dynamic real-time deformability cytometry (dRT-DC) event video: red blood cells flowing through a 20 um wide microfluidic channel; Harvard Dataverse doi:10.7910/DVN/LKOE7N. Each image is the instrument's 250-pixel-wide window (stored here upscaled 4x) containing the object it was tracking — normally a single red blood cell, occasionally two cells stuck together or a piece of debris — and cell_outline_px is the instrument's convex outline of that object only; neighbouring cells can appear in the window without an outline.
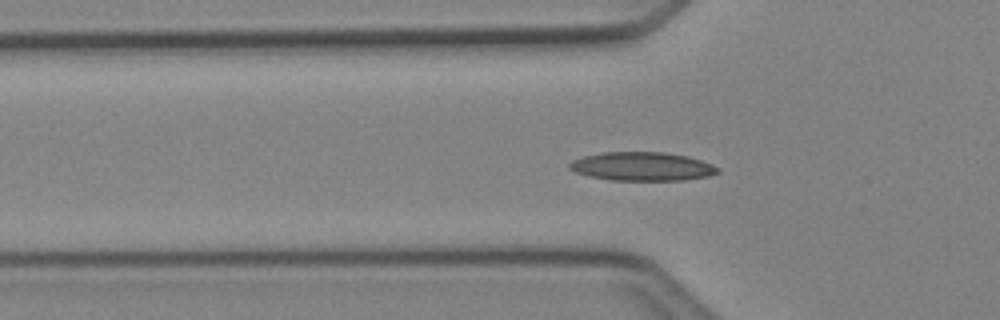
{"species": "Egyptian fruit bat (a non-hibernating species)", "species_latin": "Rousettus aegyptiacus", "temperature_condition": "cold", "stored_images_in_passage": 31, "camera_frame_rate_fps": 3000, "um_per_image_px": 0.085, "animal": {"sex": "female"}, "frame": {"image": 1, "passage_image": 3, "time_ms": 0.667, "image_size_px": [1000, 320], "cell_outline_px": [[720, 172], [708, 176], [684, 180], [612, 180], [588, 176], [576, 172], [568, 168], [568, 164], [572, 160], [584, 156], [600, 152], [664, 152], [688, 156], [712, 164], [720, 168]], "centroid_in_image_um": [54.58, 14.14], "position_along_channel_um": 71.2, "area_um2": 24.85}}
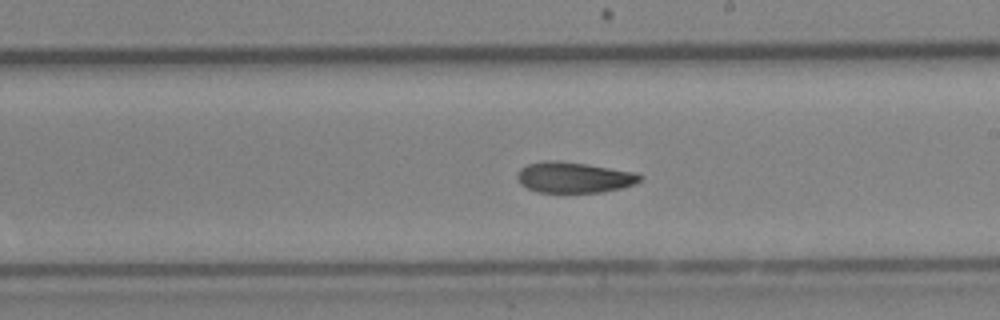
{"frame": {"image": 2, "passage_image": 15, "time_ms": 4.667, "image_size_px": [1000, 320], "cell_outline_px": [[644, 176], [640, 180], [632, 184], [620, 188], [600, 192], [536, 192], [520, 184], [516, 176], [516, 172], [520, 168], [528, 164], [548, 160], [556, 160], [584, 164], [636, 172]], "centroid_in_image_um": [48.74, 15.08], "position_along_channel_um": 240.3, "area_um2": 21.85}}
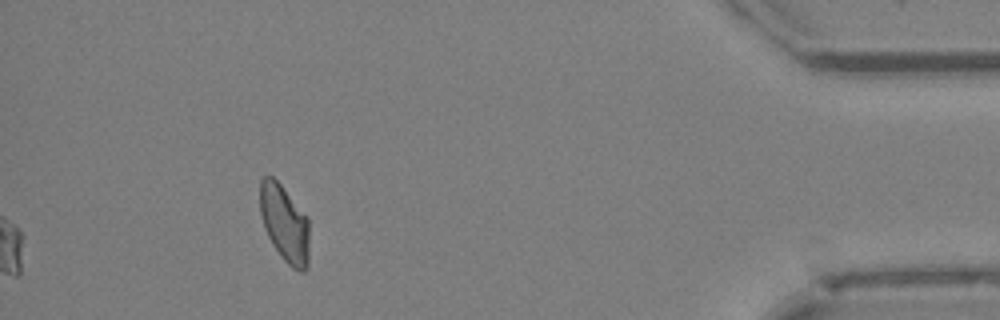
{"frame": {"image": 3, "passage_image": 31, "time_ms": 10.0, "image_size_px": [1000, 320], "cell_outline_px": [[308, 264], [304, 272], [300, 272], [292, 268], [280, 256], [272, 244], [264, 228], [260, 212], [260, 180], [264, 176], [272, 176], [280, 184], [308, 216]], "centroid_in_image_um": [24.19, 19.0], "position_along_channel_um": 411.0, "area_um2": 22.2}, "authors_computed_cell_mechanics": {"area_um2": 22.3108, "velocity_mm_per_s": 4.2336, "shape_relaxation_time_tau1_ms": 6.9585, "shape_relaxation_time_tau2_ms": 2.7277, "deformation_change_tau1": 0.1579, "deformation_change_tau2": 0.0755}}